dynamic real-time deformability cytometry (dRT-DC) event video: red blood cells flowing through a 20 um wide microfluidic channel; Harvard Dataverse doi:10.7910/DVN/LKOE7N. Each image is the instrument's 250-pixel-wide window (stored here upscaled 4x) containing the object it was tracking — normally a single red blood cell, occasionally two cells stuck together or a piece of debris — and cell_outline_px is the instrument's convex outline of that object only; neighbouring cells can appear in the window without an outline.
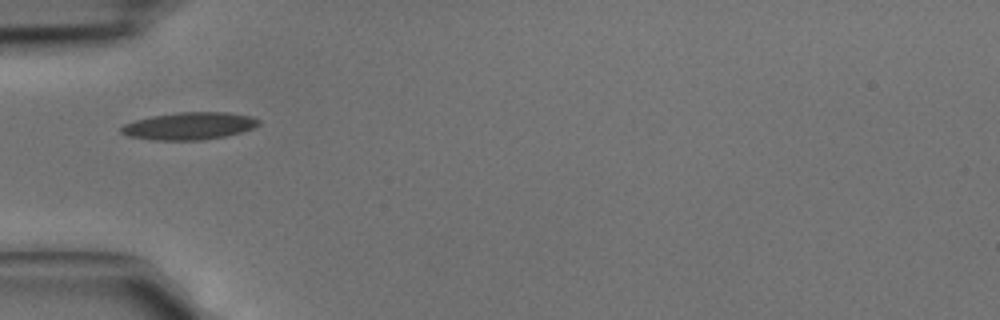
{"species": "common noctule bat (a hibernating species)", "species_latin": "Nyctalus noctula", "temperature_condition": "cold", "stored_images_in_passage": 5, "camera_frame_rate_fps": 3000, "um_per_image_px": 0.085, "animal": {"sex": "male", "body_mass_g": 15.6}, "frame": {"image": 1, "passage_image": 5, "time_ms": 1.333, "image_size_px": [1000, 320], "cell_outline_px": [[260, 124], [252, 128], [240, 132], [224, 136], [200, 140], [152, 140], [128, 136], [120, 132], [120, 128], [124, 124], [136, 120], [152, 116], [176, 112], [228, 112], [252, 116], [260, 120]], "centroid_in_image_um": [16.08, 10.7], "position_along_channel_um": 68.9, "area_um2": 21.91}}